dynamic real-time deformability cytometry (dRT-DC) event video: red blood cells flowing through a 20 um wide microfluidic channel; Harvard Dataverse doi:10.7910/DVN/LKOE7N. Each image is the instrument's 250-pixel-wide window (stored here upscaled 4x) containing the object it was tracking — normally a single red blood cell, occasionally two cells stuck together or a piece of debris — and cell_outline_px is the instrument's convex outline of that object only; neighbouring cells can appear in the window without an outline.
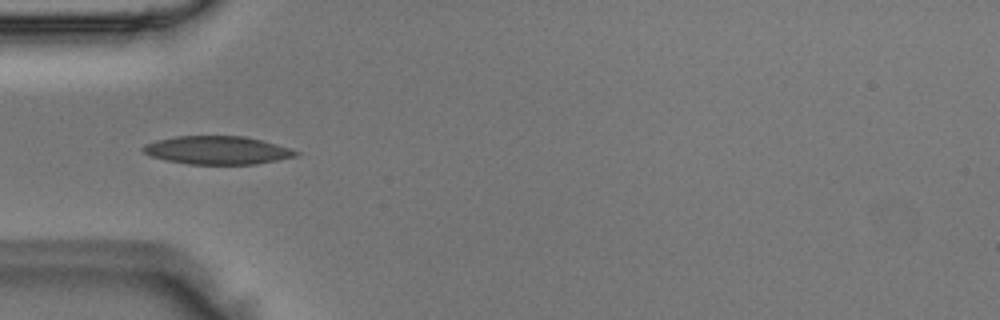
{"species": "Egyptian fruit bat (a non-hibernating species)", "species_latin": "Rousettus aegyptiacus", "temperature_condition": "room temperature", "stored_images_in_passage": 5, "camera_frame_rate_fps": 3000, "um_per_image_px": 0.085, "animal": {"sex": "male"}, "frame": {"image": 1, "passage_image": 4, "time_ms": 1.0, "image_size_px": [1000, 320], "cell_outline_px": [[300, 152], [296, 156], [256, 164], [188, 164], [164, 160], [152, 156], [144, 152], [140, 148], [144, 144], [156, 140], [176, 136], [244, 136], [276, 144]], "centroid_in_image_um": [18.42, 12.77], "position_along_channel_um": 66.6, "area_um2": 24.97}}
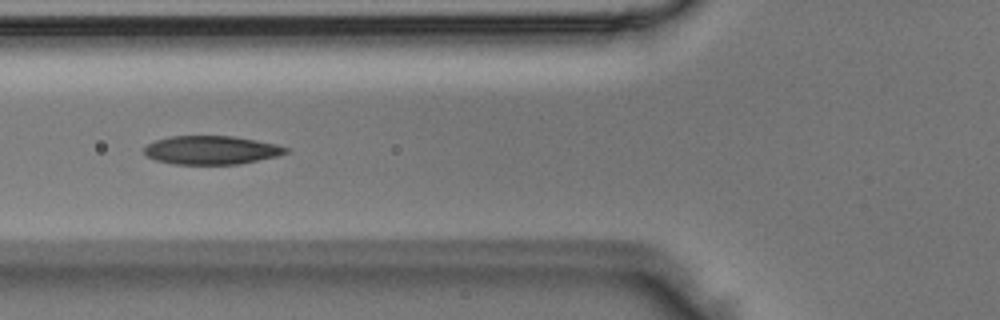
{"frame": {"image": 2, "passage_image": 5, "time_ms": 1.333, "image_size_px": [1000, 320], "cell_outline_px": [[288, 152], [280, 156], [240, 164], [176, 164], [156, 160], [144, 156], [144, 148], [148, 144], [156, 140], [172, 136], [236, 136], [276, 144], [288, 148]], "centroid_in_image_um": [17.99, 12.76], "position_along_channel_um": 107.8, "area_um2": 23.7}}